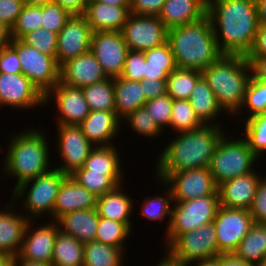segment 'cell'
Listing matches in <instances>:
<instances>
[{"label":"cell","instance_id":"obj_57","mask_svg":"<svg viewBox=\"0 0 266 266\" xmlns=\"http://www.w3.org/2000/svg\"><path fill=\"white\" fill-rule=\"evenodd\" d=\"M62 8L66 9L71 15L84 14L89 0H53Z\"/></svg>","mask_w":266,"mask_h":266},{"label":"cell","instance_id":"obj_10","mask_svg":"<svg viewBox=\"0 0 266 266\" xmlns=\"http://www.w3.org/2000/svg\"><path fill=\"white\" fill-rule=\"evenodd\" d=\"M165 250L172 257L191 265L201 260L216 258L220 253L214 223L177 235Z\"/></svg>","mask_w":266,"mask_h":266},{"label":"cell","instance_id":"obj_14","mask_svg":"<svg viewBox=\"0 0 266 266\" xmlns=\"http://www.w3.org/2000/svg\"><path fill=\"white\" fill-rule=\"evenodd\" d=\"M219 253H234L254 224L250 211L220 206L213 220Z\"/></svg>","mask_w":266,"mask_h":266},{"label":"cell","instance_id":"obj_19","mask_svg":"<svg viewBox=\"0 0 266 266\" xmlns=\"http://www.w3.org/2000/svg\"><path fill=\"white\" fill-rule=\"evenodd\" d=\"M33 220H30L22 242L18 256L21 259L43 262L52 265L53 248L56 240V235L59 231V226L56 221H49L42 226L33 229Z\"/></svg>","mask_w":266,"mask_h":266},{"label":"cell","instance_id":"obj_1","mask_svg":"<svg viewBox=\"0 0 266 266\" xmlns=\"http://www.w3.org/2000/svg\"><path fill=\"white\" fill-rule=\"evenodd\" d=\"M207 15L220 51L247 56L259 25L255 0H208Z\"/></svg>","mask_w":266,"mask_h":266},{"label":"cell","instance_id":"obj_37","mask_svg":"<svg viewBox=\"0 0 266 266\" xmlns=\"http://www.w3.org/2000/svg\"><path fill=\"white\" fill-rule=\"evenodd\" d=\"M202 71L187 68H176L167 78V94L176 100H189Z\"/></svg>","mask_w":266,"mask_h":266},{"label":"cell","instance_id":"obj_44","mask_svg":"<svg viewBox=\"0 0 266 266\" xmlns=\"http://www.w3.org/2000/svg\"><path fill=\"white\" fill-rule=\"evenodd\" d=\"M42 6L24 5L17 21L10 30L11 39H21L42 26Z\"/></svg>","mask_w":266,"mask_h":266},{"label":"cell","instance_id":"obj_59","mask_svg":"<svg viewBox=\"0 0 266 266\" xmlns=\"http://www.w3.org/2000/svg\"><path fill=\"white\" fill-rule=\"evenodd\" d=\"M164 255H162V259H160L155 266H192L191 264L178 260L172 257L166 250H164ZM154 266V265H153Z\"/></svg>","mask_w":266,"mask_h":266},{"label":"cell","instance_id":"obj_54","mask_svg":"<svg viewBox=\"0 0 266 266\" xmlns=\"http://www.w3.org/2000/svg\"><path fill=\"white\" fill-rule=\"evenodd\" d=\"M141 85H144V94L146 100L157 98L158 96L167 93V81L166 80H150L144 78L140 81Z\"/></svg>","mask_w":266,"mask_h":266},{"label":"cell","instance_id":"obj_15","mask_svg":"<svg viewBox=\"0 0 266 266\" xmlns=\"http://www.w3.org/2000/svg\"><path fill=\"white\" fill-rule=\"evenodd\" d=\"M90 51L101 64L107 77L117 78L121 76L129 51L121 32H93Z\"/></svg>","mask_w":266,"mask_h":266},{"label":"cell","instance_id":"obj_58","mask_svg":"<svg viewBox=\"0 0 266 266\" xmlns=\"http://www.w3.org/2000/svg\"><path fill=\"white\" fill-rule=\"evenodd\" d=\"M220 266H254L253 264L238 257L235 253L219 254Z\"/></svg>","mask_w":266,"mask_h":266},{"label":"cell","instance_id":"obj_9","mask_svg":"<svg viewBox=\"0 0 266 266\" xmlns=\"http://www.w3.org/2000/svg\"><path fill=\"white\" fill-rule=\"evenodd\" d=\"M9 45L17 52L22 73L45 96L60 81L56 58L43 54L21 39H11Z\"/></svg>","mask_w":266,"mask_h":266},{"label":"cell","instance_id":"obj_13","mask_svg":"<svg viewBox=\"0 0 266 266\" xmlns=\"http://www.w3.org/2000/svg\"><path fill=\"white\" fill-rule=\"evenodd\" d=\"M121 34L129 50L144 52L166 43L168 29L158 16L131 13Z\"/></svg>","mask_w":266,"mask_h":266},{"label":"cell","instance_id":"obj_45","mask_svg":"<svg viewBox=\"0 0 266 266\" xmlns=\"http://www.w3.org/2000/svg\"><path fill=\"white\" fill-rule=\"evenodd\" d=\"M127 121V125L131 127L134 133L140 134L141 136L147 138L158 137L162 132H164L152 117L148 113L145 107L136 109L134 112L127 115L122 121Z\"/></svg>","mask_w":266,"mask_h":266},{"label":"cell","instance_id":"obj_27","mask_svg":"<svg viewBox=\"0 0 266 266\" xmlns=\"http://www.w3.org/2000/svg\"><path fill=\"white\" fill-rule=\"evenodd\" d=\"M98 221L96 208L69 212L56 220L61 232L73 236L83 244L95 241Z\"/></svg>","mask_w":266,"mask_h":266},{"label":"cell","instance_id":"obj_60","mask_svg":"<svg viewBox=\"0 0 266 266\" xmlns=\"http://www.w3.org/2000/svg\"><path fill=\"white\" fill-rule=\"evenodd\" d=\"M258 24L266 25V0H255Z\"/></svg>","mask_w":266,"mask_h":266},{"label":"cell","instance_id":"obj_53","mask_svg":"<svg viewBox=\"0 0 266 266\" xmlns=\"http://www.w3.org/2000/svg\"><path fill=\"white\" fill-rule=\"evenodd\" d=\"M166 0H130V12L137 15L158 16Z\"/></svg>","mask_w":266,"mask_h":266},{"label":"cell","instance_id":"obj_48","mask_svg":"<svg viewBox=\"0 0 266 266\" xmlns=\"http://www.w3.org/2000/svg\"><path fill=\"white\" fill-rule=\"evenodd\" d=\"M71 14L58 3L52 1L42 6L41 28L59 33Z\"/></svg>","mask_w":266,"mask_h":266},{"label":"cell","instance_id":"obj_28","mask_svg":"<svg viewBox=\"0 0 266 266\" xmlns=\"http://www.w3.org/2000/svg\"><path fill=\"white\" fill-rule=\"evenodd\" d=\"M123 186V184L119 185L113 191L98 197L96 209L99 217L124 222L132 230L133 221L130 219H132L135 203L128 193H125Z\"/></svg>","mask_w":266,"mask_h":266},{"label":"cell","instance_id":"obj_12","mask_svg":"<svg viewBox=\"0 0 266 266\" xmlns=\"http://www.w3.org/2000/svg\"><path fill=\"white\" fill-rule=\"evenodd\" d=\"M56 128V147L62 164L54 165V168L70 176L83 167L95 146L86 138L79 125H56Z\"/></svg>","mask_w":266,"mask_h":266},{"label":"cell","instance_id":"obj_47","mask_svg":"<svg viewBox=\"0 0 266 266\" xmlns=\"http://www.w3.org/2000/svg\"><path fill=\"white\" fill-rule=\"evenodd\" d=\"M173 99L167 93L157 98L147 100L144 107L152 117L153 121L163 130L169 128L172 116Z\"/></svg>","mask_w":266,"mask_h":266},{"label":"cell","instance_id":"obj_55","mask_svg":"<svg viewBox=\"0 0 266 266\" xmlns=\"http://www.w3.org/2000/svg\"><path fill=\"white\" fill-rule=\"evenodd\" d=\"M246 57H266V25H258L253 47Z\"/></svg>","mask_w":266,"mask_h":266},{"label":"cell","instance_id":"obj_34","mask_svg":"<svg viewBox=\"0 0 266 266\" xmlns=\"http://www.w3.org/2000/svg\"><path fill=\"white\" fill-rule=\"evenodd\" d=\"M84 244L71 235L58 231L53 248L52 266H83Z\"/></svg>","mask_w":266,"mask_h":266},{"label":"cell","instance_id":"obj_25","mask_svg":"<svg viewBox=\"0 0 266 266\" xmlns=\"http://www.w3.org/2000/svg\"><path fill=\"white\" fill-rule=\"evenodd\" d=\"M208 0H166L158 15L169 30L207 16Z\"/></svg>","mask_w":266,"mask_h":266},{"label":"cell","instance_id":"obj_65","mask_svg":"<svg viewBox=\"0 0 266 266\" xmlns=\"http://www.w3.org/2000/svg\"><path fill=\"white\" fill-rule=\"evenodd\" d=\"M14 256L11 255H0V266H14Z\"/></svg>","mask_w":266,"mask_h":266},{"label":"cell","instance_id":"obj_38","mask_svg":"<svg viewBox=\"0 0 266 266\" xmlns=\"http://www.w3.org/2000/svg\"><path fill=\"white\" fill-rule=\"evenodd\" d=\"M70 176L97 197L113 191L117 186L122 185L124 182V175H103L91 173L83 167L76 170Z\"/></svg>","mask_w":266,"mask_h":266},{"label":"cell","instance_id":"obj_46","mask_svg":"<svg viewBox=\"0 0 266 266\" xmlns=\"http://www.w3.org/2000/svg\"><path fill=\"white\" fill-rule=\"evenodd\" d=\"M58 34L44 28H39L24 35L21 40L38 49L43 54L56 58Z\"/></svg>","mask_w":266,"mask_h":266},{"label":"cell","instance_id":"obj_42","mask_svg":"<svg viewBox=\"0 0 266 266\" xmlns=\"http://www.w3.org/2000/svg\"><path fill=\"white\" fill-rule=\"evenodd\" d=\"M244 119L242 136L253 154L260 160V155L266 153V113ZM260 157V158H259Z\"/></svg>","mask_w":266,"mask_h":266},{"label":"cell","instance_id":"obj_31","mask_svg":"<svg viewBox=\"0 0 266 266\" xmlns=\"http://www.w3.org/2000/svg\"><path fill=\"white\" fill-rule=\"evenodd\" d=\"M234 253L254 266H266V223H254Z\"/></svg>","mask_w":266,"mask_h":266},{"label":"cell","instance_id":"obj_40","mask_svg":"<svg viewBox=\"0 0 266 266\" xmlns=\"http://www.w3.org/2000/svg\"><path fill=\"white\" fill-rule=\"evenodd\" d=\"M131 231L133 230H131L124 222L99 217L95 241L119 247L125 251L126 248L124 247V243H127L125 242L126 239L131 236V233H133Z\"/></svg>","mask_w":266,"mask_h":266},{"label":"cell","instance_id":"obj_56","mask_svg":"<svg viewBox=\"0 0 266 266\" xmlns=\"http://www.w3.org/2000/svg\"><path fill=\"white\" fill-rule=\"evenodd\" d=\"M256 80L266 81V57H246Z\"/></svg>","mask_w":266,"mask_h":266},{"label":"cell","instance_id":"obj_33","mask_svg":"<svg viewBox=\"0 0 266 266\" xmlns=\"http://www.w3.org/2000/svg\"><path fill=\"white\" fill-rule=\"evenodd\" d=\"M119 149L115 145L96 146L85 160L83 168L91 173L103 175H124L121 168Z\"/></svg>","mask_w":266,"mask_h":266},{"label":"cell","instance_id":"obj_49","mask_svg":"<svg viewBox=\"0 0 266 266\" xmlns=\"http://www.w3.org/2000/svg\"><path fill=\"white\" fill-rule=\"evenodd\" d=\"M144 63V52L129 50L120 77L131 81H142L144 79Z\"/></svg>","mask_w":266,"mask_h":266},{"label":"cell","instance_id":"obj_20","mask_svg":"<svg viewBox=\"0 0 266 266\" xmlns=\"http://www.w3.org/2000/svg\"><path fill=\"white\" fill-rule=\"evenodd\" d=\"M264 176L257 170L232 178L218 186L220 206L250 210L258 184Z\"/></svg>","mask_w":266,"mask_h":266},{"label":"cell","instance_id":"obj_43","mask_svg":"<svg viewBox=\"0 0 266 266\" xmlns=\"http://www.w3.org/2000/svg\"><path fill=\"white\" fill-rule=\"evenodd\" d=\"M204 124L199 120L189 100L173 99L172 116L169 127L175 133L195 130Z\"/></svg>","mask_w":266,"mask_h":266},{"label":"cell","instance_id":"obj_51","mask_svg":"<svg viewBox=\"0 0 266 266\" xmlns=\"http://www.w3.org/2000/svg\"><path fill=\"white\" fill-rule=\"evenodd\" d=\"M23 6V0H0V22L11 30Z\"/></svg>","mask_w":266,"mask_h":266},{"label":"cell","instance_id":"obj_5","mask_svg":"<svg viewBox=\"0 0 266 266\" xmlns=\"http://www.w3.org/2000/svg\"><path fill=\"white\" fill-rule=\"evenodd\" d=\"M218 104L228 115H235L243 105L245 92L252 77L246 56L223 55L202 71Z\"/></svg>","mask_w":266,"mask_h":266},{"label":"cell","instance_id":"obj_64","mask_svg":"<svg viewBox=\"0 0 266 266\" xmlns=\"http://www.w3.org/2000/svg\"><path fill=\"white\" fill-rule=\"evenodd\" d=\"M94 1L115 6H130V0H94Z\"/></svg>","mask_w":266,"mask_h":266},{"label":"cell","instance_id":"obj_62","mask_svg":"<svg viewBox=\"0 0 266 266\" xmlns=\"http://www.w3.org/2000/svg\"><path fill=\"white\" fill-rule=\"evenodd\" d=\"M14 266H52L43 262H34L21 259L18 255L14 258Z\"/></svg>","mask_w":266,"mask_h":266},{"label":"cell","instance_id":"obj_61","mask_svg":"<svg viewBox=\"0 0 266 266\" xmlns=\"http://www.w3.org/2000/svg\"><path fill=\"white\" fill-rule=\"evenodd\" d=\"M11 41L10 29L0 22V50Z\"/></svg>","mask_w":266,"mask_h":266},{"label":"cell","instance_id":"obj_66","mask_svg":"<svg viewBox=\"0 0 266 266\" xmlns=\"http://www.w3.org/2000/svg\"><path fill=\"white\" fill-rule=\"evenodd\" d=\"M53 0H23L24 5L43 6Z\"/></svg>","mask_w":266,"mask_h":266},{"label":"cell","instance_id":"obj_11","mask_svg":"<svg viewBox=\"0 0 266 266\" xmlns=\"http://www.w3.org/2000/svg\"><path fill=\"white\" fill-rule=\"evenodd\" d=\"M155 179L162 180L170 189L173 201H187L207 195H219L218 186L209 167L182 172H155Z\"/></svg>","mask_w":266,"mask_h":266},{"label":"cell","instance_id":"obj_36","mask_svg":"<svg viewBox=\"0 0 266 266\" xmlns=\"http://www.w3.org/2000/svg\"><path fill=\"white\" fill-rule=\"evenodd\" d=\"M91 111H115L114 78L82 87Z\"/></svg>","mask_w":266,"mask_h":266},{"label":"cell","instance_id":"obj_2","mask_svg":"<svg viewBox=\"0 0 266 266\" xmlns=\"http://www.w3.org/2000/svg\"><path fill=\"white\" fill-rule=\"evenodd\" d=\"M222 127L203 125L195 130L179 132L158 155L154 172H182L209 167L218 142L226 134Z\"/></svg>","mask_w":266,"mask_h":266},{"label":"cell","instance_id":"obj_18","mask_svg":"<svg viewBox=\"0 0 266 266\" xmlns=\"http://www.w3.org/2000/svg\"><path fill=\"white\" fill-rule=\"evenodd\" d=\"M42 105L44 95L23 73H0V106L26 110Z\"/></svg>","mask_w":266,"mask_h":266},{"label":"cell","instance_id":"obj_63","mask_svg":"<svg viewBox=\"0 0 266 266\" xmlns=\"http://www.w3.org/2000/svg\"><path fill=\"white\" fill-rule=\"evenodd\" d=\"M193 266H220L219 255L216 258L205 259L193 263Z\"/></svg>","mask_w":266,"mask_h":266},{"label":"cell","instance_id":"obj_24","mask_svg":"<svg viewBox=\"0 0 266 266\" xmlns=\"http://www.w3.org/2000/svg\"><path fill=\"white\" fill-rule=\"evenodd\" d=\"M121 125L115 111H90L79 126L86 138L96 147L114 145L113 140L118 137Z\"/></svg>","mask_w":266,"mask_h":266},{"label":"cell","instance_id":"obj_32","mask_svg":"<svg viewBox=\"0 0 266 266\" xmlns=\"http://www.w3.org/2000/svg\"><path fill=\"white\" fill-rule=\"evenodd\" d=\"M144 78L167 80L168 75L177 68L168 41L160 46L144 51Z\"/></svg>","mask_w":266,"mask_h":266},{"label":"cell","instance_id":"obj_35","mask_svg":"<svg viewBox=\"0 0 266 266\" xmlns=\"http://www.w3.org/2000/svg\"><path fill=\"white\" fill-rule=\"evenodd\" d=\"M124 257L125 252L119 247L97 241L84 243L83 266H124Z\"/></svg>","mask_w":266,"mask_h":266},{"label":"cell","instance_id":"obj_8","mask_svg":"<svg viewBox=\"0 0 266 266\" xmlns=\"http://www.w3.org/2000/svg\"><path fill=\"white\" fill-rule=\"evenodd\" d=\"M220 208L219 195L187 201H174L171 222L165 234V247L177 236L213 222Z\"/></svg>","mask_w":266,"mask_h":266},{"label":"cell","instance_id":"obj_3","mask_svg":"<svg viewBox=\"0 0 266 266\" xmlns=\"http://www.w3.org/2000/svg\"><path fill=\"white\" fill-rule=\"evenodd\" d=\"M46 135L45 130L33 128V125L29 129L17 132L16 135L11 133L12 137L9 138L1 165L6 177L17 180L13 189L53 168L49 162L51 150L48 144L49 137Z\"/></svg>","mask_w":266,"mask_h":266},{"label":"cell","instance_id":"obj_39","mask_svg":"<svg viewBox=\"0 0 266 266\" xmlns=\"http://www.w3.org/2000/svg\"><path fill=\"white\" fill-rule=\"evenodd\" d=\"M159 183L157 184H162V187L165 186L166 189L163 192V196H153V197H147L145 196L143 200V204L141 205V213L143 215V219L146 220H152V221H164L166 217H169L168 222H167V228L166 232L168 231V228L170 226L171 222V213H172V203L173 201V196L171 189L160 179H158ZM168 188V189H167ZM169 215V216H168Z\"/></svg>","mask_w":266,"mask_h":266},{"label":"cell","instance_id":"obj_7","mask_svg":"<svg viewBox=\"0 0 266 266\" xmlns=\"http://www.w3.org/2000/svg\"><path fill=\"white\" fill-rule=\"evenodd\" d=\"M228 136L224 134L218 142L209 164L210 172L217 186L232 178L254 171L256 169L254 165L256 161H259L242 135L235 139L232 138L233 136Z\"/></svg>","mask_w":266,"mask_h":266},{"label":"cell","instance_id":"obj_41","mask_svg":"<svg viewBox=\"0 0 266 266\" xmlns=\"http://www.w3.org/2000/svg\"><path fill=\"white\" fill-rule=\"evenodd\" d=\"M245 112L249 113L246 115L248 116L246 119L266 113V81L256 80L253 76L251 77L245 92L243 105L234 115V118L237 117L239 119L238 116L245 117Z\"/></svg>","mask_w":266,"mask_h":266},{"label":"cell","instance_id":"obj_21","mask_svg":"<svg viewBox=\"0 0 266 266\" xmlns=\"http://www.w3.org/2000/svg\"><path fill=\"white\" fill-rule=\"evenodd\" d=\"M107 78L101 64L91 51L60 66V82L68 86L82 88Z\"/></svg>","mask_w":266,"mask_h":266},{"label":"cell","instance_id":"obj_52","mask_svg":"<svg viewBox=\"0 0 266 266\" xmlns=\"http://www.w3.org/2000/svg\"><path fill=\"white\" fill-rule=\"evenodd\" d=\"M0 73H22L17 52L10 45H7L0 50Z\"/></svg>","mask_w":266,"mask_h":266},{"label":"cell","instance_id":"obj_30","mask_svg":"<svg viewBox=\"0 0 266 266\" xmlns=\"http://www.w3.org/2000/svg\"><path fill=\"white\" fill-rule=\"evenodd\" d=\"M189 102L204 125L222 126L220 122L216 121V118L220 116L221 112L223 114L225 111L218 104L214 92L203 76L197 81L189 97Z\"/></svg>","mask_w":266,"mask_h":266},{"label":"cell","instance_id":"obj_16","mask_svg":"<svg viewBox=\"0 0 266 266\" xmlns=\"http://www.w3.org/2000/svg\"><path fill=\"white\" fill-rule=\"evenodd\" d=\"M44 99L46 106L52 100L57 107L56 125H80L91 111L82 88L68 86L60 81Z\"/></svg>","mask_w":266,"mask_h":266},{"label":"cell","instance_id":"obj_17","mask_svg":"<svg viewBox=\"0 0 266 266\" xmlns=\"http://www.w3.org/2000/svg\"><path fill=\"white\" fill-rule=\"evenodd\" d=\"M93 30L83 14L71 15L58 33L56 61L59 66L90 51Z\"/></svg>","mask_w":266,"mask_h":266},{"label":"cell","instance_id":"obj_4","mask_svg":"<svg viewBox=\"0 0 266 266\" xmlns=\"http://www.w3.org/2000/svg\"><path fill=\"white\" fill-rule=\"evenodd\" d=\"M167 41L178 68L203 71L224 55L208 15L197 22L169 29Z\"/></svg>","mask_w":266,"mask_h":266},{"label":"cell","instance_id":"obj_23","mask_svg":"<svg viewBox=\"0 0 266 266\" xmlns=\"http://www.w3.org/2000/svg\"><path fill=\"white\" fill-rule=\"evenodd\" d=\"M97 198L71 176H66L58 190L53 208V221L69 212L96 208Z\"/></svg>","mask_w":266,"mask_h":266},{"label":"cell","instance_id":"obj_6","mask_svg":"<svg viewBox=\"0 0 266 266\" xmlns=\"http://www.w3.org/2000/svg\"><path fill=\"white\" fill-rule=\"evenodd\" d=\"M66 176V174L53 167L48 172L16 187L10 194V200L14 201V204L21 201L20 210L24 209L23 212L26 213L24 215L29 220H38V218H42L48 213H50L48 214L49 217L53 219V208L58 190ZM28 187L30 188L28 189Z\"/></svg>","mask_w":266,"mask_h":266},{"label":"cell","instance_id":"obj_22","mask_svg":"<svg viewBox=\"0 0 266 266\" xmlns=\"http://www.w3.org/2000/svg\"><path fill=\"white\" fill-rule=\"evenodd\" d=\"M8 203L6 207L0 208L2 209L0 210V253L16 257L21 249L30 220L21 214L23 212L18 211L16 214L12 200Z\"/></svg>","mask_w":266,"mask_h":266},{"label":"cell","instance_id":"obj_29","mask_svg":"<svg viewBox=\"0 0 266 266\" xmlns=\"http://www.w3.org/2000/svg\"><path fill=\"white\" fill-rule=\"evenodd\" d=\"M143 91L144 85L139 81L114 78L115 113L121 121L136 109L144 107L147 100Z\"/></svg>","mask_w":266,"mask_h":266},{"label":"cell","instance_id":"obj_50","mask_svg":"<svg viewBox=\"0 0 266 266\" xmlns=\"http://www.w3.org/2000/svg\"><path fill=\"white\" fill-rule=\"evenodd\" d=\"M249 211L254 223H266V177L260 180Z\"/></svg>","mask_w":266,"mask_h":266},{"label":"cell","instance_id":"obj_26","mask_svg":"<svg viewBox=\"0 0 266 266\" xmlns=\"http://www.w3.org/2000/svg\"><path fill=\"white\" fill-rule=\"evenodd\" d=\"M130 14V6H115L89 0L83 15L93 32H121Z\"/></svg>","mask_w":266,"mask_h":266}]
</instances>
